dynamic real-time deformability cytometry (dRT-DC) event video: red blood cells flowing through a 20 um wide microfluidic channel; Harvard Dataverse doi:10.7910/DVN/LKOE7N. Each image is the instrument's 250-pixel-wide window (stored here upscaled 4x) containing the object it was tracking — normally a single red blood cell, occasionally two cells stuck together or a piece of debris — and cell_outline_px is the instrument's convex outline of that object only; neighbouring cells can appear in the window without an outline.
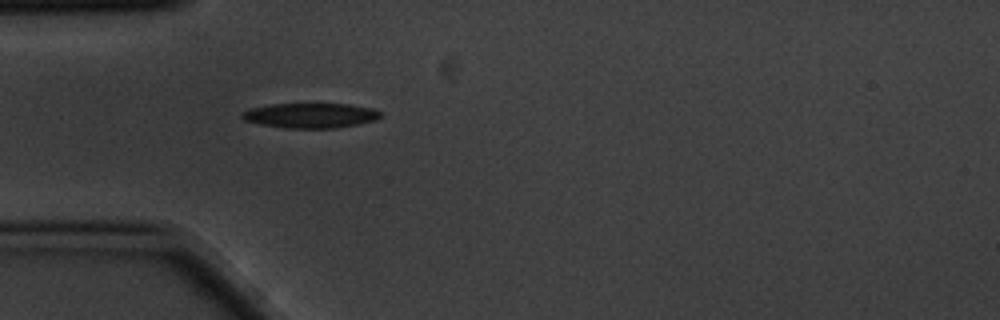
{"species": "common noctule bat (a hibernating species)", "species_latin": "Nyctalus noctula", "temperature_condition": "cold", "stored_images_in_passage": 2, "camera_frame_rate_fps": 3000, "um_per_image_px": 0.085, "animal": {"sex": "male", "body_mass_g": 20.1, "forearm_length_mm": 53.5}, "frame": {"image": 1, "passage_image": 2, "time_ms": 0.333, "image_size_px": [1000, 320], "cell_outline_px": [[384, 116], [376, 120], [336, 128], [288, 128], [260, 124], [244, 120], [240, 116], [240, 112], [252, 108], [272, 104], [348, 104], [372, 108], [380, 112]], "centroid_in_image_um": [26.4, 9.81], "position_along_channel_um": 58.6, "area_um2": 20.06}}